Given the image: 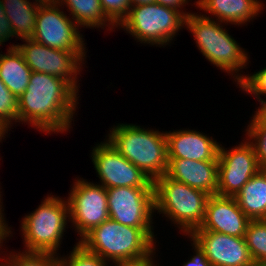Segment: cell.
<instances>
[{
	"instance_id": "obj_1",
	"label": "cell",
	"mask_w": 266,
	"mask_h": 266,
	"mask_svg": "<svg viewBox=\"0 0 266 266\" xmlns=\"http://www.w3.org/2000/svg\"><path fill=\"white\" fill-rule=\"evenodd\" d=\"M79 97L62 78L32 72L26 91L18 98V125H28L44 135L61 133L65 136L73 130Z\"/></svg>"
},
{
	"instance_id": "obj_2",
	"label": "cell",
	"mask_w": 266,
	"mask_h": 266,
	"mask_svg": "<svg viewBox=\"0 0 266 266\" xmlns=\"http://www.w3.org/2000/svg\"><path fill=\"white\" fill-rule=\"evenodd\" d=\"M154 229L125 226L109 218L79 242L108 263H151L159 251Z\"/></svg>"
},
{
	"instance_id": "obj_3",
	"label": "cell",
	"mask_w": 266,
	"mask_h": 266,
	"mask_svg": "<svg viewBox=\"0 0 266 266\" xmlns=\"http://www.w3.org/2000/svg\"><path fill=\"white\" fill-rule=\"evenodd\" d=\"M225 26L229 24L207 18L201 12L199 14L192 12L185 18L184 29L192 34L197 49L203 57L211 65L232 77L237 87L246 76L243 70L248 69L249 63L251 64L250 55L230 35L231 32Z\"/></svg>"
},
{
	"instance_id": "obj_4",
	"label": "cell",
	"mask_w": 266,
	"mask_h": 266,
	"mask_svg": "<svg viewBox=\"0 0 266 266\" xmlns=\"http://www.w3.org/2000/svg\"><path fill=\"white\" fill-rule=\"evenodd\" d=\"M109 128L105 135L109 143L152 181L166 174L168 149L164 131L136 123H116Z\"/></svg>"
},
{
	"instance_id": "obj_5",
	"label": "cell",
	"mask_w": 266,
	"mask_h": 266,
	"mask_svg": "<svg viewBox=\"0 0 266 266\" xmlns=\"http://www.w3.org/2000/svg\"><path fill=\"white\" fill-rule=\"evenodd\" d=\"M41 204L20 220L23 251L46 252L60 255L59 250L69 222V205L66 197L47 194ZM58 252V253H57Z\"/></svg>"
},
{
	"instance_id": "obj_6",
	"label": "cell",
	"mask_w": 266,
	"mask_h": 266,
	"mask_svg": "<svg viewBox=\"0 0 266 266\" xmlns=\"http://www.w3.org/2000/svg\"><path fill=\"white\" fill-rule=\"evenodd\" d=\"M155 217L162 214L185 237L202 224L209 194L169 178L153 181ZM173 224V225H172Z\"/></svg>"
},
{
	"instance_id": "obj_7",
	"label": "cell",
	"mask_w": 266,
	"mask_h": 266,
	"mask_svg": "<svg viewBox=\"0 0 266 266\" xmlns=\"http://www.w3.org/2000/svg\"><path fill=\"white\" fill-rule=\"evenodd\" d=\"M185 28V17L177 10L156 2L132 6L117 29L128 33L144 46L165 48Z\"/></svg>"
},
{
	"instance_id": "obj_8",
	"label": "cell",
	"mask_w": 266,
	"mask_h": 266,
	"mask_svg": "<svg viewBox=\"0 0 266 266\" xmlns=\"http://www.w3.org/2000/svg\"><path fill=\"white\" fill-rule=\"evenodd\" d=\"M21 41L23 44L17 43V48L32 72L62 78L78 93L80 92L79 81H82L80 76L86 66L88 51L57 50L36 42L32 38L21 39Z\"/></svg>"
},
{
	"instance_id": "obj_9",
	"label": "cell",
	"mask_w": 266,
	"mask_h": 266,
	"mask_svg": "<svg viewBox=\"0 0 266 266\" xmlns=\"http://www.w3.org/2000/svg\"><path fill=\"white\" fill-rule=\"evenodd\" d=\"M68 197L69 224L80 241L94 227L109 219L107 191L101 184L75 177Z\"/></svg>"
},
{
	"instance_id": "obj_10",
	"label": "cell",
	"mask_w": 266,
	"mask_h": 266,
	"mask_svg": "<svg viewBox=\"0 0 266 266\" xmlns=\"http://www.w3.org/2000/svg\"><path fill=\"white\" fill-rule=\"evenodd\" d=\"M81 31L83 30L55 1L40 5L31 38L57 50L88 51L85 36L80 33Z\"/></svg>"
},
{
	"instance_id": "obj_11",
	"label": "cell",
	"mask_w": 266,
	"mask_h": 266,
	"mask_svg": "<svg viewBox=\"0 0 266 266\" xmlns=\"http://www.w3.org/2000/svg\"><path fill=\"white\" fill-rule=\"evenodd\" d=\"M238 143L230 148L224 147L221 143L219 145L218 195L235 197L241 188L261 170L254 146L247 137Z\"/></svg>"
},
{
	"instance_id": "obj_12",
	"label": "cell",
	"mask_w": 266,
	"mask_h": 266,
	"mask_svg": "<svg viewBox=\"0 0 266 266\" xmlns=\"http://www.w3.org/2000/svg\"><path fill=\"white\" fill-rule=\"evenodd\" d=\"M90 159L94 165L98 184L104 188H154L153 181L138 167L121 155L105 138L94 144Z\"/></svg>"
},
{
	"instance_id": "obj_13",
	"label": "cell",
	"mask_w": 266,
	"mask_h": 266,
	"mask_svg": "<svg viewBox=\"0 0 266 266\" xmlns=\"http://www.w3.org/2000/svg\"><path fill=\"white\" fill-rule=\"evenodd\" d=\"M109 218L134 228H155L154 188H107Z\"/></svg>"
},
{
	"instance_id": "obj_14",
	"label": "cell",
	"mask_w": 266,
	"mask_h": 266,
	"mask_svg": "<svg viewBox=\"0 0 266 266\" xmlns=\"http://www.w3.org/2000/svg\"><path fill=\"white\" fill-rule=\"evenodd\" d=\"M188 236L204 251L212 266H250L253 263L244 237L212 231H192Z\"/></svg>"
},
{
	"instance_id": "obj_15",
	"label": "cell",
	"mask_w": 266,
	"mask_h": 266,
	"mask_svg": "<svg viewBox=\"0 0 266 266\" xmlns=\"http://www.w3.org/2000/svg\"><path fill=\"white\" fill-rule=\"evenodd\" d=\"M250 221L234 197L215 194L209 196L202 224L193 231H212L244 237Z\"/></svg>"
},
{
	"instance_id": "obj_16",
	"label": "cell",
	"mask_w": 266,
	"mask_h": 266,
	"mask_svg": "<svg viewBox=\"0 0 266 266\" xmlns=\"http://www.w3.org/2000/svg\"><path fill=\"white\" fill-rule=\"evenodd\" d=\"M168 159H190L193 161H218L219 145L213 136L197 129L165 131Z\"/></svg>"
},
{
	"instance_id": "obj_17",
	"label": "cell",
	"mask_w": 266,
	"mask_h": 266,
	"mask_svg": "<svg viewBox=\"0 0 266 266\" xmlns=\"http://www.w3.org/2000/svg\"><path fill=\"white\" fill-rule=\"evenodd\" d=\"M193 5L207 18L238 27L253 23L266 7L261 0H195Z\"/></svg>"
},
{
	"instance_id": "obj_18",
	"label": "cell",
	"mask_w": 266,
	"mask_h": 266,
	"mask_svg": "<svg viewBox=\"0 0 266 266\" xmlns=\"http://www.w3.org/2000/svg\"><path fill=\"white\" fill-rule=\"evenodd\" d=\"M166 175L209 195L217 194L218 161L168 159Z\"/></svg>"
},
{
	"instance_id": "obj_19",
	"label": "cell",
	"mask_w": 266,
	"mask_h": 266,
	"mask_svg": "<svg viewBox=\"0 0 266 266\" xmlns=\"http://www.w3.org/2000/svg\"><path fill=\"white\" fill-rule=\"evenodd\" d=\"M7 47L6 53L0 52V79L19 98L26 91L32 71L25 63L17 44L12 43Z\"/></svg>"
},
{
	"instance_id": "obj_20",
	"label": "cell",
	"mask_w": 266,
	"mask_h": 266,
	"mask_svg": "<svg viewBox=\"0 0 266 266\" xmlns=\"http://www.w3.org/2000/svg\"><path fill=\"white\" fill-rule=\"evenodd\" d=\"M69 13L74 22L84 29L106 30L109 34L117 28L104 14L100 0H56ZM108 27V28H107Z\"/></svg>"
},
{
	"instance_id": "obj_21",
	"label": "cell",
	"mask_w": 266,
	"mask_h": 266,
	"mask_svg": "<svg viewBox=\"0 0 266 266\" xmlns=\"http://www.w3.org/2000/svg\"><path fill=\"white\" fill-rule=\"evenodd\" d=\"M234 198L250 220H266V169L254 175Z\"/></svg>"
},
{
	"instance_id": "obj_22",
	"label": "cell",
	"mask_w": 266,
	"mask_h": 266,
	"mask_svg": "<svg viewBox=\"0 0 266 266\" xmlns=\"http://www.w3.org/2000/svg\"><path fill=\"white\" fill-rule=\"evenodd\" d=\"M1 2L14 35L19 40L31 38L41 4L30 0H1Z\"/></svg>"
},
{
	"instance_id": "obj_23",
	"label": "cell",
	"mask_w": 266,
	"mask_h": 266,
	"mask_svg": "<svg viewBox=\"0 0 266 266\" xmlns=\"http://www.w3.org/2000/svg\"><path fill=\"white\" fill-rule=\"evenodd\" d=\"M244 239L252 260L266 262V220H251Z\"/></svg>"
},
{
	"instance_id": "obj_24",
	"label": "cell",
	"mask_w": 266,
	"mask_h": 266,
	"mask_svg": "<svg viewBox=\"0 0 266 266\" xmlns=\"http://www.w3.org/2000/svg\"><path fill=\"white\" fill-rule=\"evenodd\" d=\"M59 266H108L109 263L105 261L98 254L88 250L79 241L73 245L69 254L58 256Z\"/></svg>"
},
{
	"instance_id": "obj_25",
	"label": "cell",
	"mask_w": 266,
	"mask_h": 266,
	"mask_svg": "<svg viewBox=\"0 0 266 266\" xmlns=\"http://www.w3.org/2000/svg\"><path fill=\"white\" fill-rule=\"evenodd\" d=\"M7 257L12 266H59L58 255L46 252H27L11 250Z\"/></svg>"
},
{
	"instance_id": "obj_26",
	"label": "cell",
	"mask_w": 266,
	"mask_h": 266,
	"mask_svg": "<svg viewBox=\"0 0 266 266\" xmlns=\"http://www.w3.org/2000/svg\"><path fill=\"white\" fill-rule=\"evenodd\" d=\"M0 124L9 133L18 124V98L14 96L0 79Z\"/></svg>"
},
{
	"instance_id": "obj_27",
	"label": "cell",
	"mask_w": 266,
	"mask_h": 266,
	"mask_svg": "<svg viewBox=\"0 0 266 266\" xmlns=\"http://www.w3.org/2000/svg\"><path fill=\"white\" fill-rule=\"evenodd\" d=\"M237 88L241 89V92L246 93L250 97L253 96L255 100L266 99V67H262L259 71H255L253 74L243 78V80L237 85ZM264 96V97H263ZM263 97V98H262Z\"/></svg>"
},
{
	"instance_id": "obj_28",
	"label": "cell",
	"mask_w": 266,
	"mask_h": 266,
	"mask_svg": "<svg viewBox=\"0 0 266 266\" xmlns=\"http://www.w3.org/2000/svg\"><path fill=\"white\" fill-rule=\"evenodd\" d=\"M243 135L254 146L261 169H266V125H248Z\"/></svg>"
},
{
	"instance_id": "obj_29",
	"label": "cell",
	"mask_w": 266,
	"mask_h": 266,
	"mask_svg": "<svg viewBox=\"0 0 266 266\" xmlns=\"http://www.w3.org/2000/svg\"><path fill=\"white\" fill-rule=\"evenodd\" d=\"M105 16L118 27L130 12L129 0H100Z\"/></svg>"
},
{
	"instance_id": "obj_30",
	"label": "cell",
	"mask_w": 266,
	"mask_h": 266,
	"mask_svg": "<svg viewBox=\"0 0 266 266\" xmlns=\"http://www.w3.org/2000/svg\"><path fill=\"white\" fill-rule=\"evenodd\" d=\"M186 238H189L190 246L192 247L193 255L188 256L187 260H183L182 266H212L209 260L206 258L204 251L199 247V245L193 241L188 235Z\"/></svg>"
},
{
	"instance_id": "obj_31",
	"label": "cell",
	"mask_w": 266,
	"mask_h": 266,
	"mask_svg": "<svg viewBox=\"0 0 266 266\" xmlns=\"http://www.w3.org/2000/svg\"><path fill=\"white\" fill-rule=\"evenodd\" d=\"M4 210H5L4 207H0V259L4 258L5 255L7 256V254H8L7 252H9V250L7 247H5L6 241L7 240L9 241L10 238L12 239L13 235L15 234L12 231L13 230L12 227L8 226L10 224H8V222L6 220V217H5L6 214L4 213L5 212ZM3 249H4V251H2Z\"/></svg>"
},
{
	"instance_id": "obj_32",
	"label": "cell",
	"mask_w": 266,
	"mask_h": 266,
	"mask_svg": "<svg viewBox=\"0 0 266 266\" xmlns=\"http://www.w3.org/2000/svg\"><path fill=\"white\" fill-rule=\"evenodd\" d=\"M15 38L16 41L19 39L14 35L10 21L7 18L2 2L0 0V46L5 45V42ZM1 49V47H0Z\"/></svg>"
},
{
	"instance_id": "obj_33",
	"label": "cell",
	"mask_w": 266,
	"mask_h": 266,
	"mask_svg": "<svg viewBox=\"0 0 266 266\" xmlns=\"http://www.w3.org/2000/svg\"><path fill=\"white\" fill-rule=\"evenodd\" d=\"M190 1L192 3V0H154L158 4L179 11L185 18L192 13V11H186L188 10V8L186 9V5L187 7L191 5Z\"/></svg>"
},
{
	"instance_id": "obj_34",
	"label": "cell",
	"mask_w": 266,
	"mask_h": 266,
	"mask_svg": "<svg viewBox=\"0 0 266 266\" xmlns=\"http://www.w3.org/2000/svg\"><path fill=\"white\" fill-rule=\"evenodd\" d=\"M258 102L259 106L252 113L250 121L247 125H266V99L265 100H255Z\"/></svg>"
},
{
	"instance_id": "obj_35",
	"label": "cell",
	"mask_w": 266,
	"mask_h": 266,
	"mask_svg": "<svg viewBox=\"0 0 266 266\" xmlns=\"http://www.w3.org/2000/svg\"><path fill=\"white\" fill-rule=\"evenodd\" d=\"M148 263L134 262V263H109L108 266H146Z\"/></svg>"
},
{
	"instance_id": "obj_36",
	"label": "cell",
	"mask_w": 266,
	"mask_h": 266,
	"mask_svg": "<svg viewBox=\"0 0 266 266\" xmlns=\"http://www.w3.org/2000/svg\"><path fill=\"white\" fill-rule=\"evenodd\" d=\"M129 1L131 3V6H139L154 2V0H129Z\"/></svg>"
},
{
	"instance_id": "obj_37",
	"label": "cell",
	"mask_w": 266,
	"mask_h": 266,
	"mask_svg": "<svg viewBox=\"0 0 266 266\" xmlns=\"http://www.w3.org/2000/svg\"><path fill=\"white\" fill-rule=\"evenodd\" d=\"M8 132L9 131L6 128H4L2 124H0V143H3L2 141H4V139L8 136V134L10 136V133Z\"/></svg>"
},
{
	"instance_id": "obj_38",
	"label": "cell",
	"mask_w": 266,
	"mask_h": 266,
	"mask_svg": "<svg viewBox=\"0 0 266 266\" xmlns=\"http://www.w3.org/2000/svg\"><path fill=\"white\" fill-rule=\"evenodd\" d=\"M0 266H12L11 260L7 256H5L4 258H1Z\"/></svg>"
},
{
	"instance_id": "obj_39",
	"label": "cell",
	"mask_w": 266,
	"mask_h": 266,
	"mask_svg": "<svg viewBox=\"0 0 266 266\" xmlns=\"http://www.w3.org/2000/svg\"><path fill=\"white\" fill-rule=\"evenodd\" d=\"M30 1H31V0H30ZM32 1L42 5V4L53 3V2H55L56 0H32Z\"/></svg>"
},
{
	"instance_id": "obj_40",
	"label": "cell",
	"mask_w": 266,
	"mask_h": 266,
	"mask_svg": "<svg viewBox=\"0 0 266 266\" xmlns=\"http://www.w3.org/2000/svg\"><path fill=\"white\" fill-rule=\"evenodd\" d=\"M250 266H266V262L263 261H253Z\"/></svg>"
},
{
	"instance_id": "obj_41",
	"label": "cell",
	"mask_w": 266,
	"mask_h": 266,
	"mask_svg": "<svg viewBox=\"0 0 266 266\" xmlns=\"http://www.w3.org/2000/svg\"><path fill=\"white\" fill-rule=\"evenodd\" d=\"M1 157V156H0ZM2 159L0 158V161H1ZM2 190V188H1V185H0V207H4L3 206V195H4V193L1 191ZM3 194V195H2Z\"/></svg>"
},
{
	"instance_id": "obj_42",
	"label": "cell",
	"mask_w": 266,
	"mask_h": 266,
	"mask_svg": "<svg viewBox=\"0 0 266 266\" xmlns=\"http://www.w3.org/2000/svg\"><path fill=\"white\" fill-rule=\"evenodd\" d=\"M159 265H160V263L157 262V259H155L153 262L148 263L146 266H159Z\"/></svg>"
}]
</instances>
